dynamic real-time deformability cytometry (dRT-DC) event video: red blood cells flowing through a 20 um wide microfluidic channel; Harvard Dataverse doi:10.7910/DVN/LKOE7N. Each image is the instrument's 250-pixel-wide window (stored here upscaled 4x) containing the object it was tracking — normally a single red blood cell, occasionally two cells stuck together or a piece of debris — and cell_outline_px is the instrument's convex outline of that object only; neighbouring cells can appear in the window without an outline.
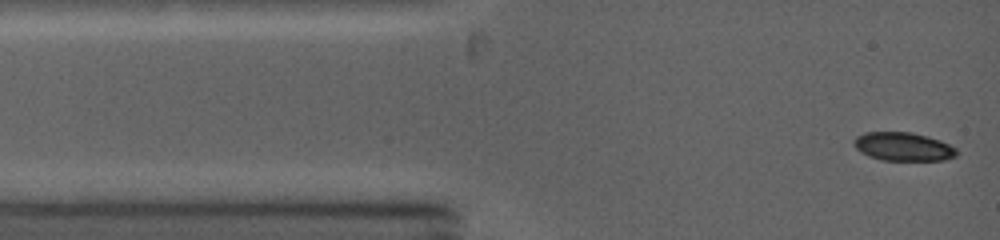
{"species": "common noctule bat (a hibernating species)", "species_latin": "Nyctalus noctula", "temperature_condition": "warm", "stored_images_in_passage": 47, "camera_frame_rate_fps": 5000, "um_per_image_px": 0.085, "animal": {"sex": "female", "body_mass_g": 19.0, "forearm_length_mm": 53.3}, "frame": {"image": 1, "passage_image": 1, "time_ms": 0.0, "image_size_px": [1000, 240], "cell_outline_px": [[956, 156], [944, 160], [880, 160], [868, 156], [860, 152], [852, 144], [852, 140], [856, 136], [864, 132], [912, 132], [928, 136], [940, 140], [956, 148]], "centroid_in_image_um": [76.72, 12.46], "position_along_channel_um": 8.3, "area_um2": 17.22}}
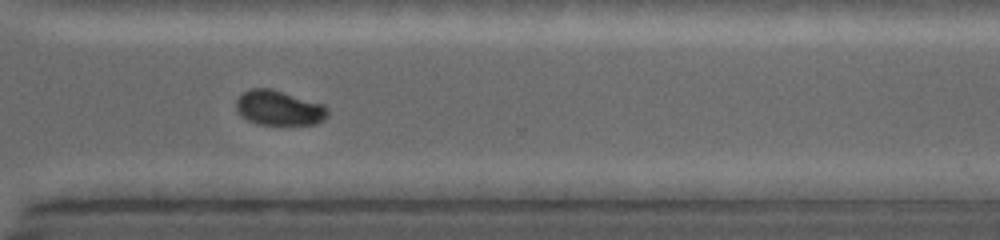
{"frame": {"image": 2, "passage_image": 36, "time_ms": 9.2, "image_size_px": [1000, 240], "cell_outline_px": [[328, 116], [324, 120], [316, 124], [260, 124], [248, 120], [236, 108], [236, 100], [244, 92], [252, 88], [272, 88], [324, 104], [328, 108]], "centroid_in_image_um": [23.77, 9.16], "position_along_channel_um": 346.8, "area_um2": 18.5}}
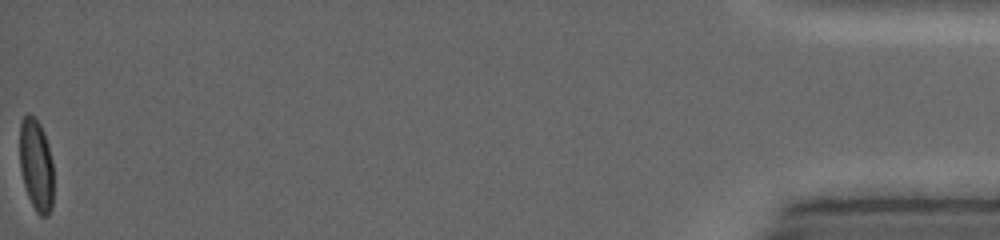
{"frame": {"image": 3, "passage_image": 47, "time_ms": 14.8, "image_size_px": [1000, 240], "cell_outline_px": [[52, 208], [48, 216], [40, 216], [36, 212], [28, 196], [24, 184], [20, 168], [20, 120], [28, 112], [36, 116], [44, 132], [48, 144], [52, 160]], "centroid_in_image_um": [3.07, 13.98], "position_along_channel_um": 432.1, "area_um2": 18.32}, "authors_computed_cell_mechanics": {"area_um2": 19.0162, "velocity_mm_per_s": 4.2393, "shape_relaxation_time_tau1_ms": 4.534, "shape_relaxation_time_tau2_ms": null, "deformation_change_tau1": 0.1386, "deformation_change_tau2": null}}